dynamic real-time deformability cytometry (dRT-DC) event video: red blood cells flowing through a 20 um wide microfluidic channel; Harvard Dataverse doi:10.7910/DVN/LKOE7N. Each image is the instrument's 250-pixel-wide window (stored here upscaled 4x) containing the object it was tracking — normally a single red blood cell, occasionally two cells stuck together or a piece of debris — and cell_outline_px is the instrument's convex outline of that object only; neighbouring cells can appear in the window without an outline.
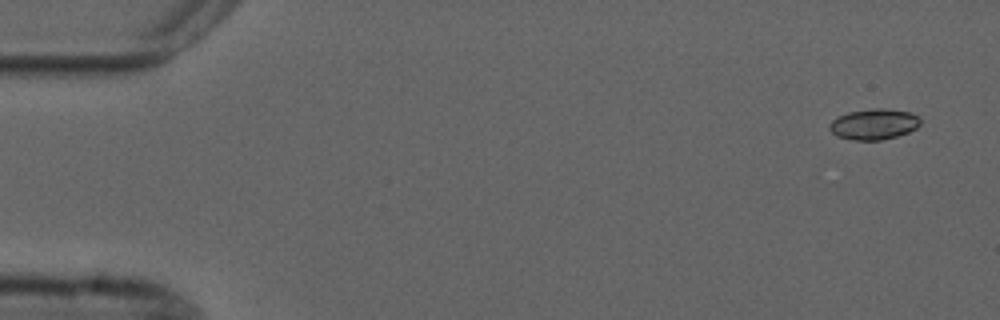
{"species": "common noctule bat (a hibernating species)", "species_latin": "Nyctalus noctula", "temperature_condition": "cold", "stored_images_in_passage": 3, "camera_frame_rate_fps": 3000, "um_per_image_px": 0.085, "animal": {"sex": "male", "forearm_length_mm": 52.5}, "frame": {"image": 1, "passage_image": 1, "time_ms": 0.0, "image_size_px": [1000, 320], "cell_outline_px": [[920, 124], [916, 128], [908, 132], [896, 136], [880, 140], [852, 140], [836, 136], [828, 128], [828, 124], [836, 116], [848, 112], [872, 108], [884, 108], [912, 112], [920, 116]], "centroid_in_image_um": [74.26, 10.54], "position_along_channel_um": 10.7, "area_um2": 16.53}}